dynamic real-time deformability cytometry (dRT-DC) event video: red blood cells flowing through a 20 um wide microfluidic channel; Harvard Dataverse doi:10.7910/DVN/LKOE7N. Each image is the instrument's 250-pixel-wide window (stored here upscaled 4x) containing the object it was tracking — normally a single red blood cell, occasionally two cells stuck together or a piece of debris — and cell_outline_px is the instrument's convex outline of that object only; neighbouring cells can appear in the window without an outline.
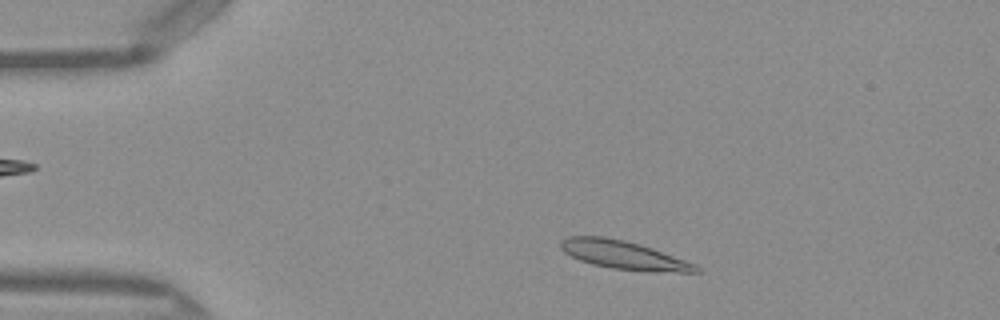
{"species": "Egyptian fruit bat (a non-hibernating species)", "species_latin": "Rousettus aegyptiacus", "temperature_condition": "warm", "stored_images_in_passage": 45, "camera_frame_rate_fps": 3000, "um_per_image_px": 0.085, "frame": {"image": 1, "passage_image": 5, "time_ms": 1.333, "image_size_px": [1000, 320], "cell_outline_px": [[700, 272], [644, 272], [612, 268], [592, 264], [580, 260], [564, 252], [560, 248], [560, 240], [568, 236], [604, 236], [624, 240], [640, 244], [652, 248], [696, 264], [700, 268]], "centroid_in_image_um": [53.01, 21.68], "position_along_channel_um": 32.0, "area_um2": 22.54}}
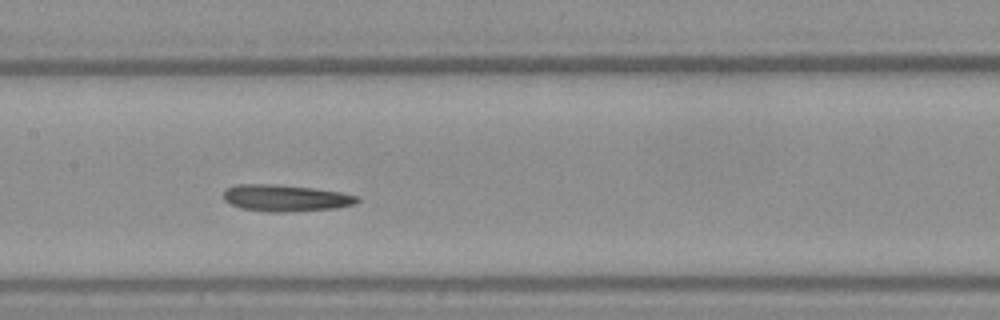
{"frame": {"image": 2, "passage_image": 20, "time_ms": 6.333, "image_size_px": [1000, 320], "cell_outline_px": [[360, 200], [356, 204], [336, 208], [288, 212], [264, 212], [240, 208], [224, 200], [224, 188], [236, 184], [276, 184], [312, 188], [340, 192], [360, 196]], "centroid_in_image_um": [24.27, 16.83], "position_along_channel_um": 183.1, "area_um2": 21.04}}
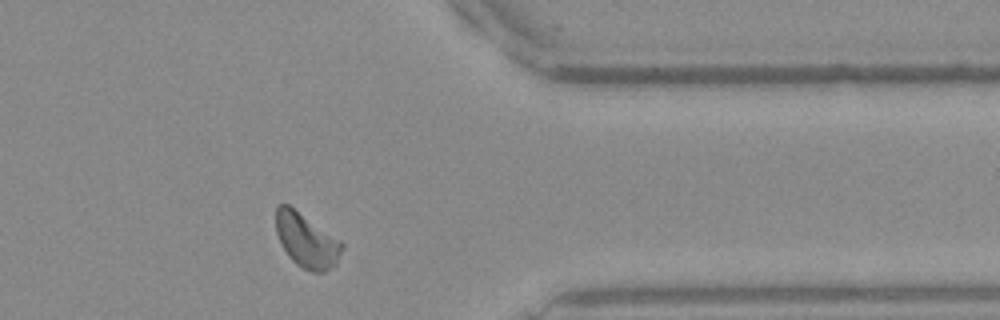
{"frame": {"image": 3, "passage_image": 36, "time_ms": 11.667, "image_size_px": [1000, 320], "cell_outline_px": [[344, 248], [336, 264], [324, 272], [312, 272], [296, 264], [288, 256], [280, 244], [276, 232], [276, 204], [288, 204], [340, 240], [344, 244]], "centroid_in_image_um": [26.04, 20.44], "position_along_channel_um": 385.4, "area_um2": 20.87}, "authors_computed_cell_mechanics": {"area_um2": 20.3456, "velocity_mm_per_s": 4.0518, "shape_relaxation_time_tau1_ms": 4.1538, "shape_relaxation_time_tau2_ms": null, "deformation_change_tau1": 0.1598, "deformation_change_tau2": null}}